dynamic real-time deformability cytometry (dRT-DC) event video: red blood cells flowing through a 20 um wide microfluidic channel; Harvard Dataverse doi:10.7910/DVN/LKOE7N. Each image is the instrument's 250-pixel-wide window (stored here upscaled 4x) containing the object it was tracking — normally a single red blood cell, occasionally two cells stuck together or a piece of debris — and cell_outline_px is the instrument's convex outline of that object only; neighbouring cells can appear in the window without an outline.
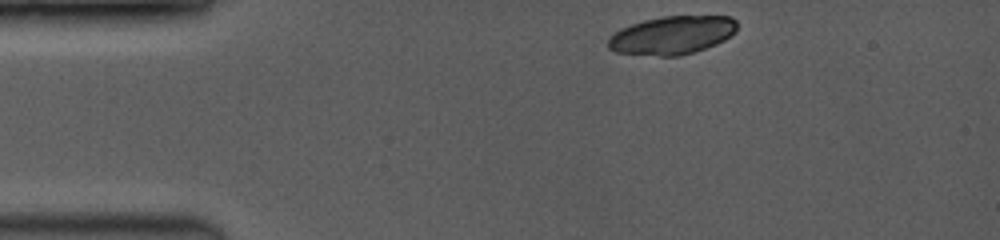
{"species": "common noctule bat (a hibernating species)", "species_latin": "Nyctalus noctula", "temperature_condition": "room temperature", "stored_images_in_passage": 6, "camera_frame_rate_fps": 3500, "um_per_image_px": 0.085, "animal": {"sex": "female", "body_mass_g": 19.0, "forearm_length_mm": 53.3}, "frame": {"image": 1, "passage_image": 1, "time_ms": 0.0, "image_size_px": [1000, 240], "cell_outline_px": [[736, 32], [724, 40], [716, 44], [696, 52], [680, 56], [660, 56], [616, 52], [608, 48], [608, 40], [616, 32], [632, 24], [644, 20], [664, 16], [728, 16], [736, 20]], "centroid_in_image_um": [57.17, 3.0], "position_along_channel_um": 27.8, "area_um2": 28.61}}